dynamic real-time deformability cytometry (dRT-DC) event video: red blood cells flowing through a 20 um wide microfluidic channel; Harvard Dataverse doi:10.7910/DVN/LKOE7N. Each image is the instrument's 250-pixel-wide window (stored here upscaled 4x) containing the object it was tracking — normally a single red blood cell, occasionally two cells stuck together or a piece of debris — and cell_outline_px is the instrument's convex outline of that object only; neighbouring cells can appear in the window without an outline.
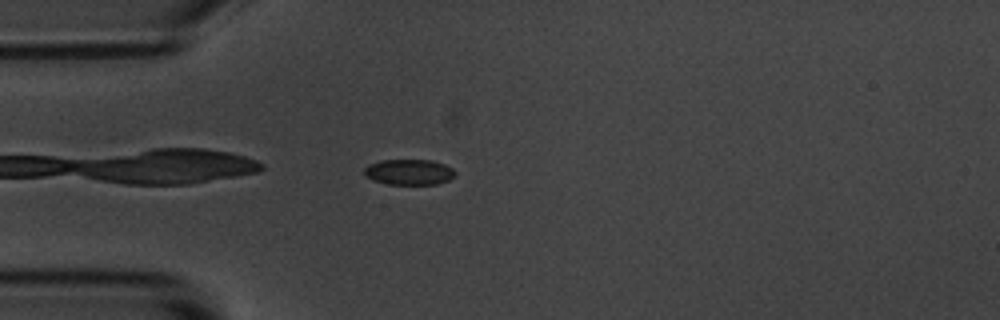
{"species": "common noctule bat (a hibernating species)", "species_latin": "Nyctalus noctula", "temperature_condition": "room temperature", "stored_images_in_passage": 2, "camera_frame_rate_fps": 3000, "um_per_image_px": 0.085, "animal": {"sex": "male", "body_mass_g": 20.1, "forearm_length_mm": 53.5}, "frame": {"image": 1, "passage_image": 2, "time_ms": 1.333, "image_size_px": [1000, 320], "cell_outline_px": [[456, 176], [448, 180], [436, 184], [388, 184], [372, 180], [364, 176], [364, 168], [368, 164], [380, 160], [432, 160], [444, 164], [452, 168], [456, 172]], "centroid_in_image_um": [34.75, 14.62], "position_along_channel_um": 50.2, "area_um2": 13.7}}